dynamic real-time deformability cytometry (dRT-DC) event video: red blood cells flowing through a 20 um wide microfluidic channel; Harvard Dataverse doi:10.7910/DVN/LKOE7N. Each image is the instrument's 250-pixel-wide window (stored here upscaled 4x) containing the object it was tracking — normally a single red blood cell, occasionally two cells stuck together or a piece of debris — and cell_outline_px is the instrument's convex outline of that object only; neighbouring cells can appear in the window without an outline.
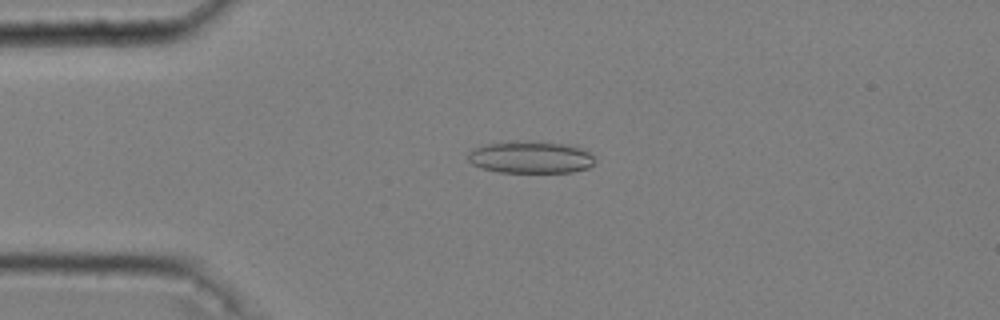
{"species": "common noctule bat (a hibernating species)", "species_latin": "Nyctalus noctula", "temperature_condition": "cold", "stored_images_in_passage": 40, "camera_frame_rate_fps": 3000, "um_per_image_px": 0.085, "animal": {"sex": "male", "body_mass_g": 20.4}, "frame": {"image": 1, "passage_image": 5, "time_ms": 1.333, "image_size_px": [1000, 320], "cell_outline_px": [[592, 164], [588, 168], [572, 172], [500, 172], [480, 168], [472, 164], [468, 160], [468, 152], [476, 148], [488, 144], [512, 140], [524, 140], [576, 144], [588, 152], [592, 156]], "centroid_in_image_um": [45.1, 13.34], "position_along_channel_um": 39.9, "area_um2": 24.04}}
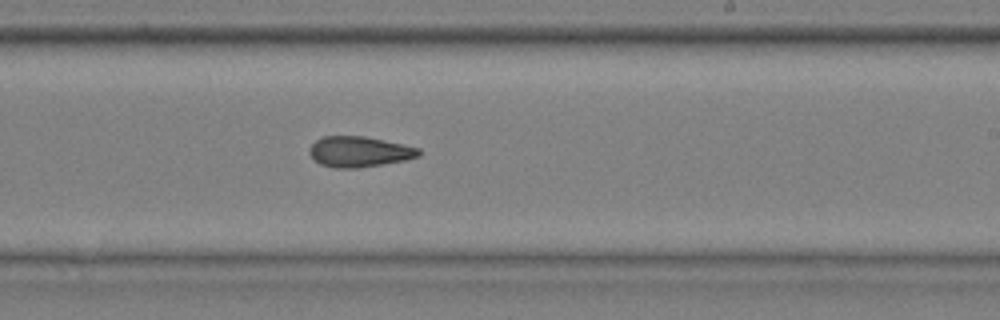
{"frame": {"image": 2, "passage_image": 25, "time_ms": 8.0, "image_size_px": [1000, 320], "cell_outline_px": [[420, 156], [404, 160], [356, 168], [336, 168], [320, 164], [308, 152], [312, 144], [316, 140], [324, 136], [364, 136], [404, 144], [420, 148]], "centroid_in_image_um": [30.54, 12.88], "position_along_channel_um": 258.5, "area_um2": 19.31}}
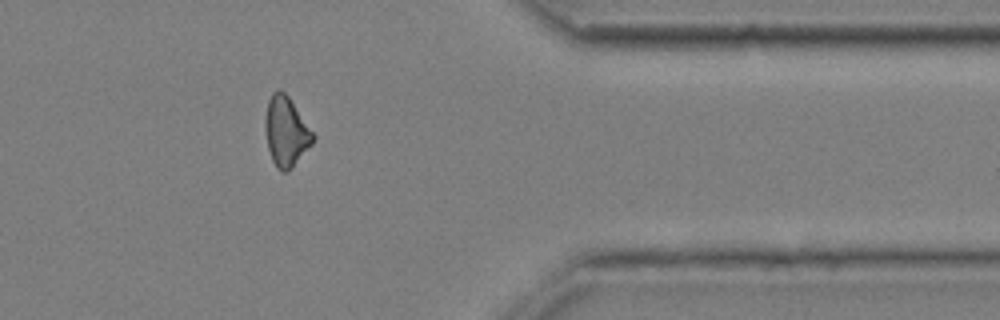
{"frame": {"image": 3, "passage_image": 37, "time_ms": 12.0, "image_size_px": [1000, 320], "cell_outline_px": [[316, 136], [312, 144], [292, 168], [288, 172], [280, 172], [276, 168], [272, 160], [268, 148], [264, 128], [264, 120], [268, 100], [272, 92], [276, 88], [280, 88], [288, 96]], "centroid_in_image_um": [24.3, 11.18], "position_along_channel_um": 387.1, "area_um2": 19.65}, "authors_computed_cell_mechanics": {"area_um2": 20.0566, "velocity_mm_per_s": 3.6517, "shape_relaxation_time_tau1_ms": 8.4715, "shape_relaxation_time_tau2_ms": 6.4391, "deformation_change_tau1": 0.1561, "deformation_change_tau2": 0.1409}}